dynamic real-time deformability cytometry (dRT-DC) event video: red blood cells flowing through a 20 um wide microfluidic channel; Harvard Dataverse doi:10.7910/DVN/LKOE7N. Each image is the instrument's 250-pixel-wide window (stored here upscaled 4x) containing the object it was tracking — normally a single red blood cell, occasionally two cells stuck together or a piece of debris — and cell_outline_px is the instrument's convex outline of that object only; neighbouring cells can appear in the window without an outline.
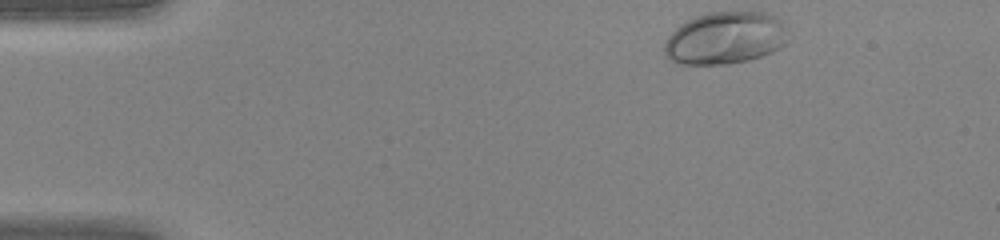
{"species": "human", "species_latin": "Homo sapiens", "temperature_condition": "warm", "stored_images_in_passage": 39, "camera_frame_rate_fps": 3000, "um_per_image_px": 0.085, "donor": {"sex": "female"}, "frame": {"image": 1, "passage_image": 1, "time_ms": 0.0, "image_size_px": [1000, 240], "cell_outline_px": [[788, 44], [772, 52], [748, 60], [728, 64], [676, 64], [664, 52], [664, 44], [668, 36], [680, 24], [696, 16], [708, 12], [764, 12], [776, 16], [780, 20], [784, 28]], "centroid_in_image_um": [61.64, 3.24], "position_along_channel_um": 23.4, "area_um2": 37.69}}
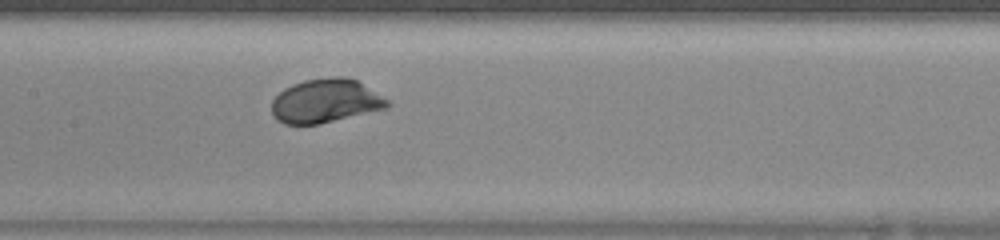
{"frame": {"image": 2, "passage_image": 17, "time_ms": 5.333, "image_size_px": [1000, 240], "cell_outline_px": [[392, 104], [388, 108], [320, 124], [284, 124], [276, 120], [272, 116], [272, 100], [284, 88], [292, 84], [304, 80], [332, 76], [344, 76], [356, 80], [388, 100]], "centroid_in_image_um": [27.65, 8.59], "position_along_channel_um": 179.7, "area_um2": 29.65}}
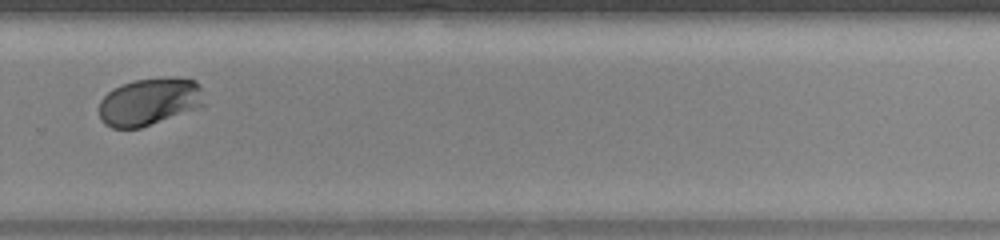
{"frame": {"image": 3, "passage_image": 26, "time_ms": 8.333, "image_size_px": [1000, 240], "cell_outline_px": [[204, 104], [200, 108], [140, 128], [112, 128], [104, 124], [100, 120], [100, 100], [112, 88], [120, 84], [136, 80], [164, 76], [176, 76], [196, 80], [200, 84]], "centroid_in_image_um": [12.72, 8.62], "position_along_channel_um": 317.1, "area_um2": 29.59}}